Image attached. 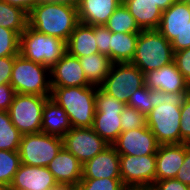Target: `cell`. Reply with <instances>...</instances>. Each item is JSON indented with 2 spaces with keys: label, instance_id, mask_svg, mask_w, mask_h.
Segmentation results:
<instances>
[{
  "label": "cell",
  "instance_id": "6da1fadb",
  "mask_svg": "<svg viewBox=\"0 0 190 190\" xmlns=\"http://www.w3.org/2000/svg\"><path fill=\"white\" fill-rule=\"evenodd\" d=\"M190 92H163L150 89L152 110L147 126L159 144H181V106Z\"/></svg>",
  "mask_w": 190,
  "mask_h": 190
},
{
  "label": "cell",
  "instance_id": "7a4b0ae2",
  "mask_svg": "<svg viewBox=\"0 0 190 190\" xmlns=\"http://www.w3.org/2000/svg\"><path fill=\"white\" fill-rule=\"evenodd\" d=\"M79 23L77 5L40 0L28 14V25L38 32L68 42Z\"/></svg>",
  "mask_w": 190,
  "mask_h": 190
},
{
  "label": "cell",
  "instance_id": "3957f363",
  "mask_svg": "<svg viewBox=\"0 0 190 190\" xmlns=\"http://www.w3.org/2000/svg\"><path fill=\"white\" fill-rule=\"evenodd\" d=\"M50 98L64 109L71 127H92L97 86H51Z\"/></svg>",
  "mask_w": 190,
  "mask_h": 190
},
{
  "label": "cell",
  "instance_id": "277c9868",
  "mask_svg": "<svg viewBox=\"0 0 190 190\" xmlns=\"http://www.w3.org/2000/svg\"><path fill=\"white\" fill-rule=\"evenodd\" d=\"M174 62L171 43L158 30H142L136 44L132 65L144 74Z\"/></svg>",
  "mask_w": 190,
  "mask_h": 190
},
{
  "label": "cell",
  "instance_id": "5b68a950",
  "mask_svg": "<svg viewBox=\"0 0 190 190\" xmlns=\"http://www.w3.org/2000/svg\"><path fill=\"white\" fill-rule=\"evenodd\" d=\"M67 52V42L27 25L20 35L19 54L27 60L53 67Z\"/></svg>",
  "mask_w": 190,
  "mask_h": 190
},
{
  "label": "cell",
  "instance_id": "8992f818",
  "mask_svg": "<svg viewBox=\"0 0 190 190\" xmlns=\"http://www.w3.org/2000/svg\"><path fill=\"white\" fill-rule=\"evenodd\" d=\"M48 75L50 76L49 67L27 60L18 54L14 58L10 84L18 94L50 96L52 88Z\"/></svg>",
  "mask_w": 190,
  "mask_h": 190
},
{
  "label": "cell",
  "instance_id": "52a82bcc",
  "mask_svg": "<svg viewBox=\"0 0 190 190\" xmlns=\"http://www.w3.org/2000/svg\"><path fill=\"white\" fill-rule=\"evenodd\" d=\"M125 106L114 96L108 95L100 87L97 88L92 129L110 145L122 132L120 115Z\"/></svg>",
  "mask_w": 190,
  "mask_h": 190
},
{
  "label": "cell",
  "instance_id": "ba28073f",
  "mask_svg": "<svg viewBox=\"0 0 190 190\" xmlns=\"http://www.w3.org/2000/svg\"><path fill=\"white\" fill-rule=\"evenodd\" d=\"M49 97L15 94L8 114L11 122L22 135L41 132L44 104Z\"/></svg>",
  "mask_w": 190,
  "mask_h": 190
},
{
  "label": "cell",
  "instance_id": "9c48e42d",
  "mask_svg": "<svg viewBox=\"0 0 190 190\" xmlns=\"http://www.w3.org/2000/svg\"><path fill=\"white\" fill-rule=\"evenodd\" d=\"M63 147V139L43 132L22 135L19 154L21 163L47 167Z\"/></svg>",
  "mask_w": 190,
  "mask_h": 190
},
{
  "label": "cell",
  "instance_id": "30bf717a",
  "mask_svg": "<svg viewBox=\"0 0 190 190\" xmlns=\"http://www.w3.org/2000/svg\"><path fill=\"white\" fill-rule=\"evenodd\" d=\"M145 86L144 73L131 63H113L100 88L127 105L131 95Z\"/></svg>",
  "mask_w": 190,
  "mask_h": 190
},
{
  "label": "cell",
  "instance_id": "8fae6325",
  "mask_svg": "<svg viewBox=\"0 0 190 190\" xmlns=\"http://www.w3.org/2000/svg\"><path fill=\"white\" fill-rule=\"evenodd\" d=\"M62 139L63 147L82 164L94 158L110 145L92 127H72Z\"/></svg>",
  "mask_w": 190,
  "mask_h": 190
},
{
  "label": "cell",
  "instance_id": "7c38bea8",
  "mask_svg": "<svg viewBox=\"0 0 190 190\" xmlns=\"http://www.w3.org/2000/svg\"><path fill=\"white\" fill-rule=\"evenodd\" d=\"M119 167L123 184L152 186L155 182L156 154L120 155Z\"/></svg>",
  "mask_w": 190,
  "mask_h": 190
},
{
  "label": "cell",
  "instance_id": "4fadbf2b",
  "mask_svg": "<svg viewBox=\"0 0 190 190\" xmlns=\"http://www.w3.org/2000/svg\"><path fill=\"white\" fill-rule=\"evenodd\" d=\"M159 145L148 126L121 132L112 143L119 155L133 156L156 154Z\"/></svg>",
  "mask_w": 190,
  "mask_h": 190
},
{
  "label": "cell",
  "instance_id": "5bb4252c",
  "mask_svg": "<svg viewBox=\"0 0 190 190\" xmlns=\"http://www.w3.org/2000/svg\"><path fill=\"white\" fill-rule=\"evenodd\" d=\"M58 186L48 167L20 164L9 190H51Z\"/></svg>",
  "mask_w": 190,
  "mask_h": 190
},
{
  "label": "cell",
  "instance_id": "9a60e30c",
  "mask_svg": "<svg viewBox=\"0 0 190 190\" xmlns=\"http://www.w3.org/2000/svg\"><path fill=\"white\" fill-rule=\"evenodd\" d=\"M51 86L78 87L90 86L78 57L66 52L62 58L50 68Z\"/></svg>",
  "mask_w": 190,
  "mask_h": 190
},
{
  "label": "cell",
  "instance_id": "2e32d148",
  "mask_svg": "<svg viewBox=\"0 0 190 190\" xmlns=\"http://www.w3.org/2000/svg\"><path fill=\"white\" fill-rule=\"evenodd\" d=\"M145 86L163 92H190L186 79L175 62L144 74Z\"/></svg>",
  "mask_w": 190,
  "mask_h": 190
},
{
  "label": "cell",
  "instance_id": "e0dca14e",
  "mask_svg": "<svg viewBox=\"0 0 190 190\" xmlns=\"http://www.w3.org/2000/svg\"><path fill=\"white\" fill-rule=\"evenodd\" d=\"M120 155L109 145L82 166V179L121 178Z\"/></svg>",
  "mask_w": 190,
  "mask_h": 190
},
{
  "label": "cell",
  "instance_id": "ac0fdd59",
  "mask_svg": "<svg viewBox=\"0 0 190 190\" xmlns=\"http://www.w3.org/2000/svg\"><path fill=\"white\" fill-rule=\"evenodd\" d=\"M83 164L64 147L47 166L58 185L75 187L82 179Z\"/></svg>",
  "mask_w": 190,
  "mask_h": 190
},
{
  "label": "cell",
  "instance_id": "d6986e66",
  "mask_svg": "<svg viewBox=\"0 0 190 190\" xmlns=\"http://www.w3.org/2000/svg\"><path fill=\"white\" fill-rule=\"evenodd\" d=\"M185 159V143L160 144L156 152L155 181L175 178Z\"/></svg>",
  "mask_w": 190,
  "mask_h": 190
},
{
  "label": "cell",
  "instance_id": "ffe728a7",
  "mask_svg": "<svg viewBox=\"0 0 190 190\" xmlns=\"http://www.w3.org/2000/svg\"><path fill=\"white\" fill-rule=\"evenodd\" d=\"M122 0H79V22L98 26L105 25Z\"/></svg>",
  "mask_w": 190,
  "mask_h": 190
},
{
  "label": "cell",
  "instance_id": "44dd1931",
  "mask_svg": "<svg viewBox=\"0 0 190 190\" xmlns=\"http://www.w3.org/2000/svg\"><path fill=\"white\" fill-rule=\"evenodd\" d=\"M190 21V4L174 2L162 11L157 30L171 43L180 35Z\"/></svg>",
  "mask_w": 190,
  "mask_h": 190
},
{
  "label": "cell",
  "instance_id": "7402d4cb",
  "mask_svg": "<svg viewBox=\"0 0 190 190\" xmlns=\"http://www.w3.org/2000/svg\"><path fill=\"white\" fill-rule=\"evenodd\" d=\"M122 3L141 30H157L162 10L154 3V0H123Z\"/></svg>",
  "mask_w": 190,
  "mask_h": 190
},
{
  "label": "cell",
  "instance_id": "603a6c76",
  "mask_svg": "<svg viewBox=\"0 0 190 190\" xmlns=\"http://www.w3.org/2000/svg\"><path fill=\"white\" fill-rule=\"evenodd\" d=\"M71 128L64 109L49 97L44 104L41 132L62 138Z\"/></svg>",
  "mask_w": 190,
  "mask_h": 190
},
{
  "label": "cell",
  "instance_id": "cb8c5ba5",
  "mask_svg": "<svg viewBox=\"0 0 190 190\" xmlns=\"http://www.w3.org/2000/svg\"><path fill=\"white\" fill-rule=\"evenodd\" d=\"M67 52L78 58L98 53L94 26L79 22L67 42Z\"/></svg>",
  "mask_w": 190,
  "mask_h": 190
},
{
  "label": "cell",
  "instance_id": "d4e9b609",
  "mask_svg": "<svg viewBox=\"0 0 190 190\" xmlns=\"http://www.w3.org/2000/svg\"><path fill=\"white\" fill-rule=\"evenodd\" d=\"M79 60L87 81L97 87L103 84L113 65L112 60L107 55L99 52L79 57Z\"/></svg>",
  "mask_w": 190,
  "mask_h": 190
},
{
  "label": "cell",
  "instance_id": "484cf974",
  "mask_svg": "<svg viewBox=\"0 0 190 190\" xmlns=\"http://www.w3.org/2000/svg\"><path fill=\"white\" fill-rule=\"evenodd\" d=\"M139 33L110 31V59L113 63H131L136 51Z\"/></svg>",
  "mask_w": 190,
  "mask_h": 190
},
{
  "label": "cell",
  "instance_id": "4316f807",
  "mask_svg": "<svg viewBox=\"0 0 190 190\" xmlns=\"http://www.w3.org/2000/svg\"><path fill=\"white\" fill-rule=\"evenodd\" d=\"M28 25V14L19 7L0 0V26L13 30L19 35Z\"/></svg>",
  "mask_w": 190,
  "mask_h": 190
},
{
  "label": "cell",
  "instance_id": "83f0119b",
  "mask_svg": "<svg viewBox=\"0 0 190 190\" xmlns=\"http://www.w3.org/2000/svg\"><path fill=\"white\" fill-rule=\"evenodd\" d=\"M105 26L113 33H139L142 31L123 3L116 8Z\"/></svg>",
  "mask_w": 190,
  "mask_h": 190
},
{
  "label": "cell",
  "instance_id": "f1b7e54d",
  "mask_svg": "<svg viewBox=\"0 0 190 190\" xmlns=\"http://www.w3.org/2000/svg\"><path fill=\"white\" fill-rule=\"evenodd\" d=\"M22 134L11 122L8 111L0 110V150L19 151Z\"/></svg>",
  "mask_w": 190,
  "mask_h": 190
},
{
  "label": "cell",
  "instance_id": "f546056e",
  "mask_svg": "<svg viewBox=\"0 0 190 190\" xmlns=\"http://www.w3.org/2000/svg\"><path fill=\"white\" fill-rule=\"evenodd\" d=\"M20 164L19 151L0 150V182L9 188Z\"/></svg>",
  "mask_w": 190,
  "mask_h": 190
},
{
  "label": "cell",
  "instance_id": "4dcf8cb0",
  "mask_svg": "<svg viewBox=\"0 0 190 190\" xmlns=\"http://www.w3.org/2000/svg\"><path fill=\"white\" fill-rule=\"evenodd\" d=\"M20 35L0 26V57L17 56L19 54Z\"/></svg>",
  "mask_w": 190,
  "mask_h": 190
},
{
  "label": "cell",
  "instance_id": "1f68e13d",
  "mask_svg": "<svg viewBox=\"0 0 190 190\" xmlns=\"http://www.w3.org/2000/svg\"><path fill=\"white\" fill-rule=\"evenodd\" d=\"M121 178L81 179L75 190H121Z\"/></svg>",
  "mask_w": 190,
  "mask_h": 190
},
{
  "label": "cell",
  "instance_id": "d6a6232c",
  "mask_svg": "<svg viewBox=\"0 0 190 190\" xmlns=\"http://www.w3.org/2000/svg\"><path fill=\"white\" fill-rule=\"evenodd\" d=\"M122 132L147 126L146 115L127 105L120 115Z\"/></svg>",
  "mask_w": 190,
  "mask_h": 190
},
{
  "label": "cell",
  "instance_id": "836d02e7",
  "mask_svg": "<svg viewBox=\"0 0 190 190\" xmlns=\"http://www.w3.org/2000/svg\"><path fill=\"white\" fill-rule=\"evenodd\" d=\"M127 106L147 115L152 110L150 89L143 86L136 90L128 100Z\"/></svg>",
  "mask_w": 190,
  "mask_h": 190
},
{
  "label": "cell",
  "instance_id": "e575fe53",
  "mask_svg": "<svg viewBox=\"0 0 190 190\" xmlns=\"http://www.w3.org/2000/svg\"><path fill=\"white\" fill-rule=\"evenodd\" d=\"M181 143L190 144V94L183 100L180 123Z\"/></svg>",
  "mask_w": 190,
  "mask_h": 190
},
{
  "label": "cell",
  "instance_id": "d590c367",
  "mask_svg": "<svg viewBox=\"0 0 190 190\" xmlns=\"http://www.w3.org/2000/svg\"><path fill=\"white\" fill-rule=\"evenodd\" d=\"M174 62L190 87V47L174 52Z\"/></svg>",
  "mask_w": 190,
  "mask_h": 190
},
{
  "label": "cell",
  "instance_id": "8d00e7d4",
  "mask_svg": "<svg viewBox=\"0 0 190 190\" xmlns=\"http://www.w3.org/2000/svg\"><path fill=\"white\" fill-rule=\"evenodd\" d=\"M94 35L99 53L110 58V30L105 25L94 26Z\"/></svg>",
  "mask_w": 190,
  "mask_h": 190
},
{
  "label": "cell",
  "instance_id": "74e56055",
  "mask_svg": "<svg viewBox=\"0 0 190 190\" xmlns=\"http://www.w3.org/2000/svg\"><path fill=\"white\" fill-rule=\"evenodd\" d=\"M175 179L190 186V144L185 143V159Z\"/></svg>",
  "mask_w": 190,
  "mask_h": 190
},
{
  "label": "cell",
  "instance_id": "f35d334b",
  "mask_svg": "<svg viewBox=\"0 0 190 190\" xmlns=\"http://www.w3.org/2000/svg\"><path fill=\"white\" fill-rule=\"evenodd\" d=\"M16 92L10 83L0 84V110L8 111Z\"/></svg>",
  "mask_w": 190,
  "mask_h": 190
},
{
  "label": "cell",
  "instance_id": "ab89813d",
  "mask_svg": "<svg viewBox=\"0 0 190 190\" xmlns=\"http://www.w3.org/2000/svg\"><path fill=\"white\" fill-rule=\"evenodd\" d=\"M15 57L16 56L0 57V84L10 83Z\"/></svg>",
  "mask_w": 190,
  "mask_h": 190
},
{
  "label": "cell",
  "instance_id": "60d3db41",
  "mask_svg": "<svg viewBox=\"0 0 190 190\" xmlns=\"http://www.w3.org/2000/svg\"><path fill=\"white\" fill-rule=\"evenodd\" d=\"M152 187L153 190H188V185L175 178L155 181Z\"/></svg>",
  "mask_w": 190,
  "mask_h": 190
},
{
  "label": "cell",
  "instance_id": "b9f144b4",
  "mask_svg": "<svg viewBox=\"0 0 190 190\" xmlns=\"http://www.w3.org/2000/svg\"><path fill=\"white\" fill-rule=\"evenodd\" d=\"M171 45L174 52L190 47V21L183 32L171 42Z\"/></svg>",
  "mask_w": 190,
  "mask_h": 190
},
{
  "label": "cell",
  "instance_id": "7bdbcfd3",
  "mask_svg": "<svg viewBox=\"0 0 190 190\" xmlns=\"http://www.w3.org/2000/svg\"><path fill=\"white\" fill-rule=\"evenodd\" d=\"M12 6H16L24 10L27 14L40 0H3Z\"/></svg>",
  "mask_w": 190,
  "mask_h": 190
},
{
  "label": "cell",
  "instance_id": "ee69618b",
  "mask_svg": "<svg viewBox=\"0 0 190 190\" xmlns=\"http://www.w3.org/2000/svg\"><path fill=\"white\" fill-rule=\"evenodd\" d=\"M121 190H153L149 185L123 184Z\"/></svg>",
  "mask_w": 190,
  "mask_h": 190
},
{
  "label": "cell",
  "instance_id": "f6af8a7d",
  "mask_svg": "<svg viewBox=\"0 0 190 190\" xmlns=\"http://www.w3.org/2000/svg\"><path fill=\"white\" fill-rule=\"evenodd\" d=\"M154 3L162 10H167L173 3L174 0H154Z\"/></svg>",
  "mask_w": 190,
  "mask_h": 190
},
{
  "label": "cell",
  "instance_id": "bcb514c9",
  "mask_svg": "<svg viewBox=\"0 0 190 190\" xmlns=\"http://www.w3.org/2000/svg\"><path fill=\"white\" fill-rule=\"evenodd\" d=\"M51 190H75V188L66 185H58L56 188Z\"/></svg>",
  "mask_w": 190,
  "mask_h": 190
},
{
  "label": "cell",
  "instance_id": "7dc6e473",
  "mask_svg": "<svg viewBox=\"0 0 190 190\" xmlns=\"http://www.w3.org/2000/svg\"><path fill=\"white\" fill-rule=\"evenodd\" d=\"M50 1H54V2H64V3H69L72 5H77L79 0H50Z\"/></svg>",
  "mask_w": 190,
  "mask_h": 190
},
{
  "label": "cell",
  "instance_id": "c3c4849f",
  "mask_svg": "<svg viewBox=\"0 0 190 190\" xmlns=\"http://www.w3.org/2000/svg\"><path fill=\"white\" fill-rule=\"evenodd\" d=\"M174 2L190 4V0H174Z\"/></svg>",
  "mask_w": 190,
  "mask_h": 190
},
{
  "label": "cell",
  "instance_id": "681fc988",
  "mask_svg": "<svg viewBox=\"0 0 190 190\" xmlns=\"http://www.w3.org/2000/svg\"><path fill=\"white\" fill-rule=\"evenodd\" d=\"M0 190H9V188L5 184L0 182Z\"/></svg>",
  "mask_w": 190,
  "mask_h": 190
}]
</instances>
